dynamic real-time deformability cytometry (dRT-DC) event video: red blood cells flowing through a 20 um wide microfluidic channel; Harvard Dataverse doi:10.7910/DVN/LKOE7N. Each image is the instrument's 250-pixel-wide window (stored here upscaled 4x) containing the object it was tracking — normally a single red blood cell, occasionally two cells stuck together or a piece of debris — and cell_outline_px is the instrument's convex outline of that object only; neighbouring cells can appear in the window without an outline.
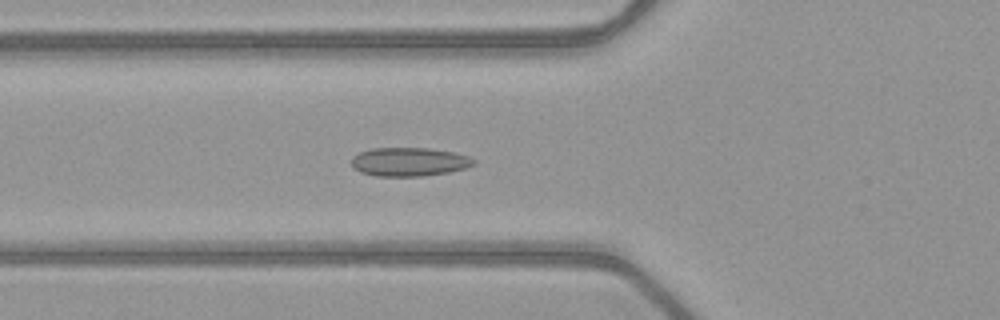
{"species": "common noctule bat (a hibernating species)", "species_latin": "Nyctalus noctula", "temperature_condition": "warm", "stored_images_in_passage": 34, "camera_frame_rate_fps": 3000, "um_per_image_px": 0.085, "animal": {"sex": "female", "body_mass_g": 21.9}, "frame": {"image": 1, "passage_image": 2, "time_ms": 0.333, "image_size_px": [1000, 320], "cell_outline_px": [[476, 164], [464, 168], [448, 172], [424, 176], [376, 176], [360, 172], [352, 168], [352, 156], [360, 152], [372, 148], [428, 148], [452, 152], [468, 156], [476, 160]], "centroid_in_image_um": [34.76, 13.76], "position_along_channel_um": 91.0, "area_um2": 20.46}}
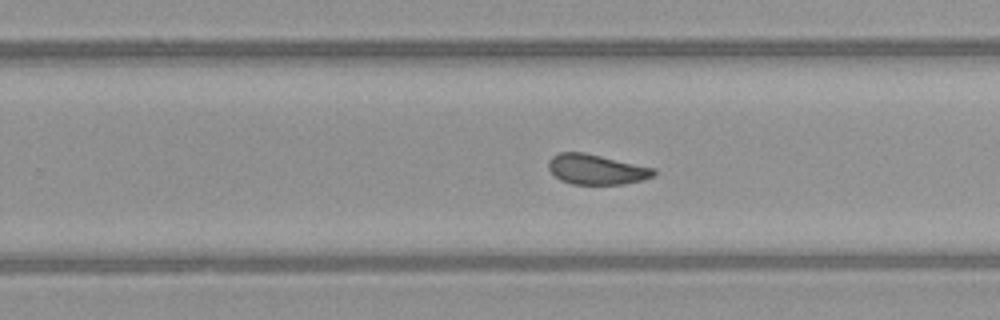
{"frame": {"image": 2, "passage_image": 16, "time_ms": 5.0, "image_size_px": [1000, 320], "cell_outline_px": [[656, 172], [652, 176], [644, 180], [624, 184], [572, 184], [560, 180], [548, 168], [548, 160], [552, 156], [560, 152], [584, 152], [656, 168]], "centroid_in_image_um": [50.7, 14.39], "position_along_channel_um": 279.1, "area_um2": 18.55}}
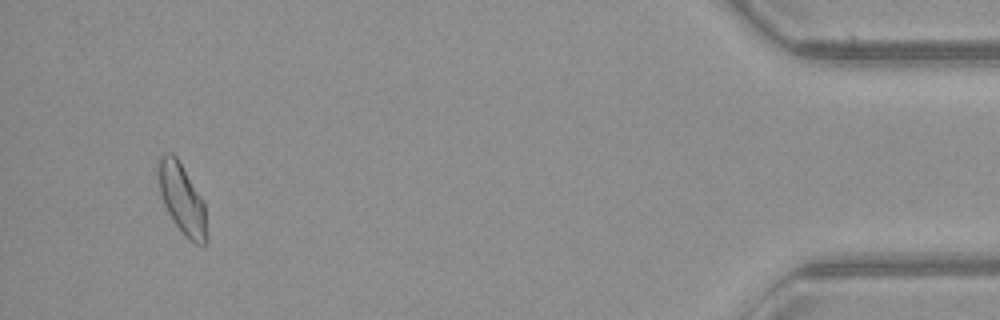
{"frame": {"image": 3, "passage_image": 32, "time_ms": 10.333, "image_size_px": [1000, 320], "cell_outline_px": [[208, 244], [196, 244], [188, 240], [184, 236], [172, 220], [164, 204], [160, 192], [156, 164], [160, 156], [164, 152], [172, 152], [176, 156], [200, 196], [204, 204], [208, 236]], "centroid_in_image_um": [15.46, 16.93], "position_along_channel_um": 419.7, "area_um2": 19.94}}